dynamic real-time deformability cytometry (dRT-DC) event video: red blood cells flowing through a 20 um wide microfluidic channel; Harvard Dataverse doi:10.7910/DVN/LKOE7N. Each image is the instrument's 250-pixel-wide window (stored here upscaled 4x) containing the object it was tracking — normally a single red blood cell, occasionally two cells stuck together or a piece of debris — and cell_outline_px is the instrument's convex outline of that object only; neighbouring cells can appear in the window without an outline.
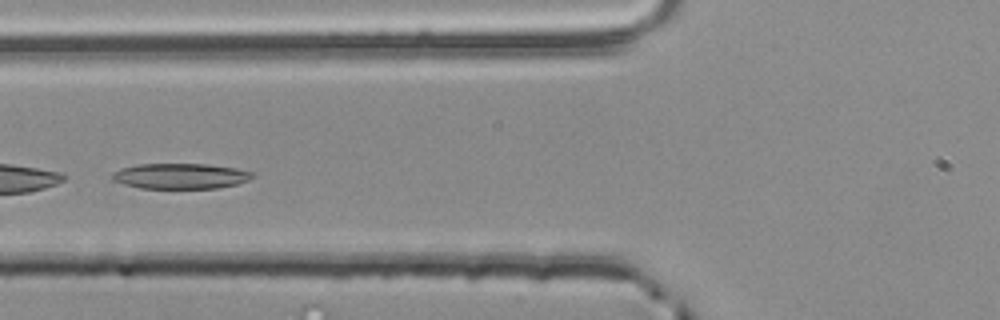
{"species": "common noctule bat (a hibernating species)", "species_latin": "Nyctalus noctula", "temperature_condition": "room temperature", "stored_images_in_passage": 4, "camera_frame_rate_fps": 3000, "um_per_image_px": 0.085, "animal": {"sex": "male", "body_mass_g": 20.4}, "frame": {"image": 1, "passage_image": 4, "time_ms": 1.0, "image_size_px": [1000, 320], "cell_outline_px": [[252, 176], [248, 180], [236, 184], [216, 188], [140, 188], [124, 184], [112, 180], [112, 172], [120, 168], [136, 164], [208, 164], [236, 168], [252, 172]], "centroid_in_image_um": [15.29, 14.96], "position_along_channel_um": 110.5, "area_um2": 20.75}}